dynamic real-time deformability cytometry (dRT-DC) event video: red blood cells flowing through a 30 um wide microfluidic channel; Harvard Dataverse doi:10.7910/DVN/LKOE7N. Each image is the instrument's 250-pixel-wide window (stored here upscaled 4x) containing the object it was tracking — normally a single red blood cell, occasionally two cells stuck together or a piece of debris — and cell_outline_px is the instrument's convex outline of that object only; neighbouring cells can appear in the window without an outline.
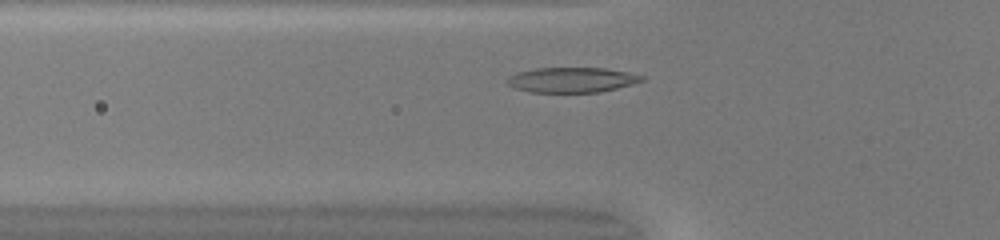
{"species": "common noctule bat (a hibernating species)", "species_latin": "Nyctalus noctula", "temperature_condition": "warm", "stored_images_in_passage": 33, "camera_frame_rate_fps": 3000, "um_per_image_px": 0.085, "animal": {"sex": "female", "body_mass_g": 20.0, "forearm_length_mm": 54.0}, "frame": {"image": 1, "passage_image": 6, "time_ms": 1.667, "image_size_px": [1000, 240], "cell_outline_px": [[644, 80], [632, 84], [600, 92], [532, 92], [516, 88], [508, 84], [504, 80], [508, 76], [516, 72], [536, 68], [604, 68], [628, 72], [644, 76]], "centroid_in_image_um": [48.58, 6.78], "position_along_channel_um": 77.2, "area_um2": 19.65}}
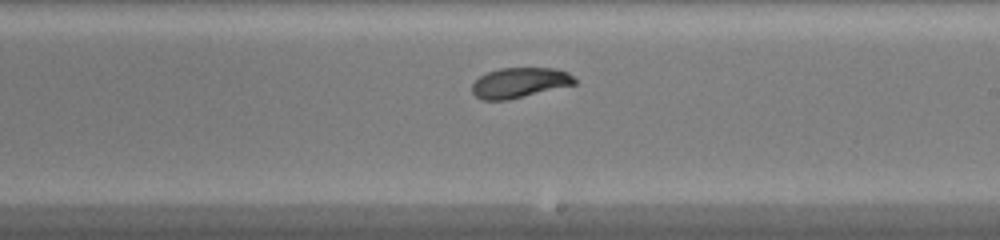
{"frame": {"image": 2, "passage_image": 18, "time_ms": 5.667, "image_size_px": [1000, 240], "cell_outline_px": [[576, 84], [508, 100], [480, 100], [472, 92], [472, 84], [480, 76], [488, 72], [500, 68], [556, 68], [568, 72], [576, 80]], "centroid_in_image_um": [44.16, 7.03], "position_along_channel_um": 244.8, "area_um2": 18.03}}
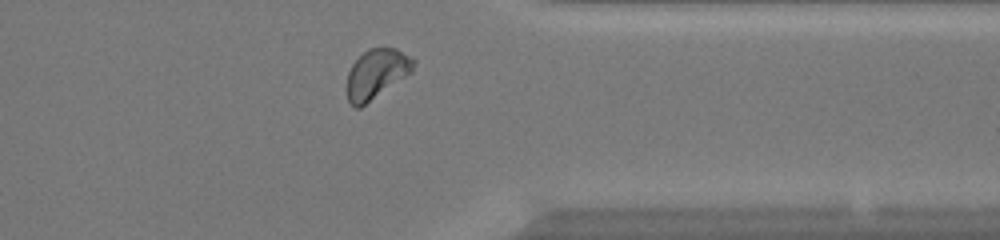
{"frame": {"image": 3, "passage_image": 28, "time_ms": 9.0, "image_size_px": [1000, 240], "cell_outline_px": [[416, 60], [412, 72], [360, 108], [356, 108], [348, 100], [348, 72], [352, 64], [368, 48], [396, 48]], "centroid_in_image_um": [32.02, 6.26], "position_along_channel_um": 379.4, "area_um2": 18.9}, "authors_computed_cell_mechanics": {"area_um2": 18.785, "velocity_mm_per_s": 4.197, "shape_relaxation_time_tau1_ms": 3.0082, "shape_relaxation_time_tau2_ms": 2.0093, "deformation_change_tau1": 0.1436, "deformation_change_tau2": 0.0615}}